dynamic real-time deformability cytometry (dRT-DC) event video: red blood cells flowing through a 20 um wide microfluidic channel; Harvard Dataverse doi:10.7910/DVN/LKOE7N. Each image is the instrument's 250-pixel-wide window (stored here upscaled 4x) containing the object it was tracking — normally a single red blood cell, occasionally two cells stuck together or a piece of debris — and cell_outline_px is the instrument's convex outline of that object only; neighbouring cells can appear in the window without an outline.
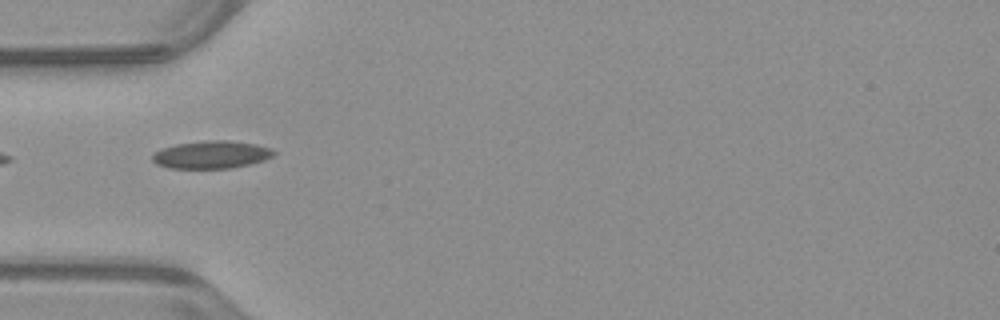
{"species": "common noctule bat (a hibernating species)", "species_latin": "Nyctalus noctula", "temperature_condition": "warm", "stored_images_in_passage": 34, "camera_frame_rate_fps": 3000, "um_per_image_px": 0.085, "animal": {"sex": "male", "body_mass_g": 23.1, "forearm_length_mm": 52.7}, "frame": {"image": 1, "passage_image": 1, "time_ms": 0.0, "image_size_px": [1000, 320], "cell_outline_px": [[276, 152], [272, 156], [264, 160], [232, 168], [168, 168], [156, 164], [152, 160], [152, 156], [160, 148], [176, 144], [208, 140], [228, 140], [256, 144], [272, 148]], "centroid_in_image_um": [17.96, 13.14], "position_along_channel_um": 67.0, "area_um2": 19.59}}
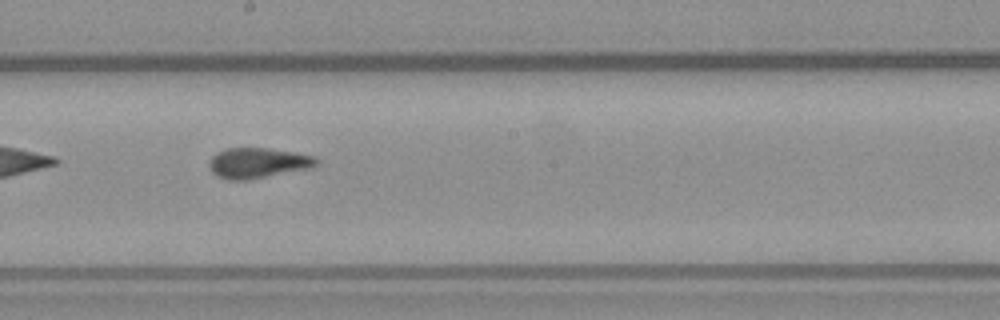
{"frame": {"image": 2, "passage_image": 13, "time_ms": 4.0, "image_size_px": [1000, 320], "cell_outline_px": [[320, 164], [312, 168], [248, 180], [228, 180], [216, 176], [212, 172], [208, 164], [212, 156], [216, 152], [228, 148], [268, 148], [316, 156], [320, 160]], "centroid_in_image_um": [21.95, 13.86], "position_along_channel_um": 226.3, "area_um2": 19.25}}
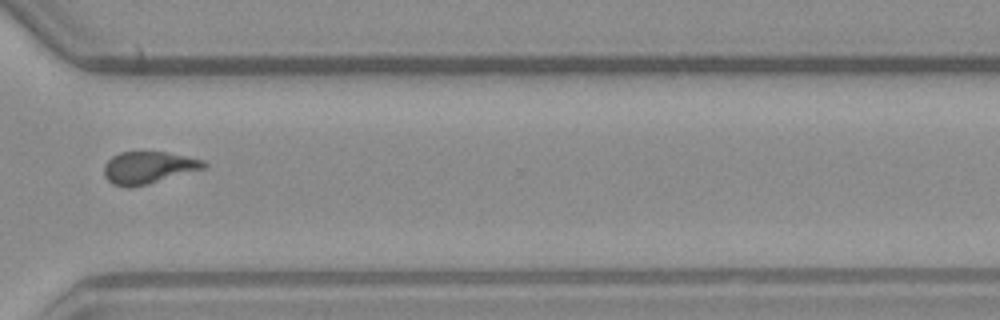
{"frame": {"image": 3, "passage_image": 23, "time_ms": 7.333, "image_size_px": [1000, 320], "cell_outline_px": [[208, 164], [204, 168], [148, 184], [132, 188], [128, 188], [112, 184], [104, 176], [104, 164], [112, 156], [120, 152], [164, 152], [204, 160]], "centroid_in_image_um": [12.57, 14.26], "position_along_channel_um": 358.0, "area_um2": 18.61}, "authors_computed_cell_mechanics": {"area_um2": 19.1029, "velocity_mm_per_s": 3.9529, "shape_relaxation_time_tau1_ms": null, "shape_relaxation_time_tau2_ms": 1.7153, "deformation_change_tau1": null, "deformation_change_tau2": 0.0455}}